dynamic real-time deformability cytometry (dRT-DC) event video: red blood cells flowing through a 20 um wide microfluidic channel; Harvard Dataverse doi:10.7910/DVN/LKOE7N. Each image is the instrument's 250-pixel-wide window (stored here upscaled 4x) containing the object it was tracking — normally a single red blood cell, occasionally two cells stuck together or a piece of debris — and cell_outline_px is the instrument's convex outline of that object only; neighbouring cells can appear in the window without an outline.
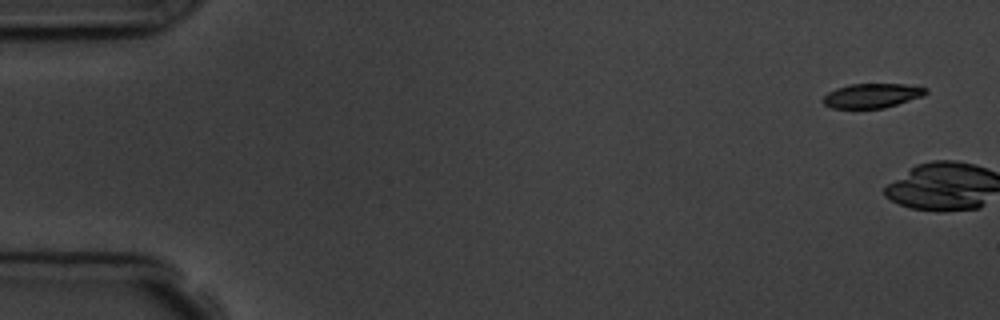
{"species": "common noctule bat (a hibernating species)", "species_latin": "Nyctalus noctula", "temperature_condition": "room temperature", "stored_images_in_passage": 6, "camera_frame_rate_fps": 3000, "um_per_image_px": 0.085, "animal": {"sex": "male", "body_mass_g": 19.5, "forearm_length_mm": 54.6}, "frame": {"image": 1, "passage_image": 1, "time_ms": 0.0, "image_size_px": [1000, 320], "cell_outline_px": [[928, 92], [924, 96], [884, 108], [832, 108], [824, 104], [820, 100], [828, 92], [836, 88], [848, 84], [904, 84], [928, 88]], "centroid_in_image_um": [74.11, 8.13], "position_along_channel_um": 10.9, "area_um2": 14.74}}